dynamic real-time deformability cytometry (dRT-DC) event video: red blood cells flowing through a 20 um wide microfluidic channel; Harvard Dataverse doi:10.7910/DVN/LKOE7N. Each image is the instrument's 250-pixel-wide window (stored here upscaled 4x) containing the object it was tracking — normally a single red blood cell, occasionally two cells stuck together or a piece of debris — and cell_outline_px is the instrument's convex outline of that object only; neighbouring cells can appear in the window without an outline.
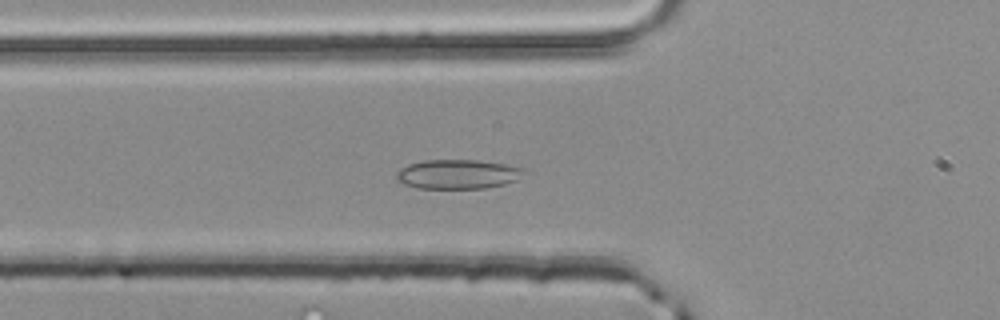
{"species": "common noctule bat (a hibernating species)", "species_latin": "Nyctalus noctula", "temperature_condition": "room temperature", "stored_images_in_passage": 38, "camera_frame_rate_fps": 3000, "um_per_image_px": 0.085, "animal": {"sex": "male", "body_mass_g": 20.4}, "frame": {"image": 1, "passage_image": 5, "time_ms": 1.333, "image_size_px": [1000, 320], "cell_outline_px": [[528, 172], [516, 180], [504, 184], [484, 188], [416, 188], [404, 184], [396, 180], [396, 172], [400, 168], [408, 164], [424, 160], [476, 160], [504, 164], [524, 168]], "centroid_in_image_um": [38.9, 14.8], "position_along_channel_um": 86.9, "area_um2": 21.91}}
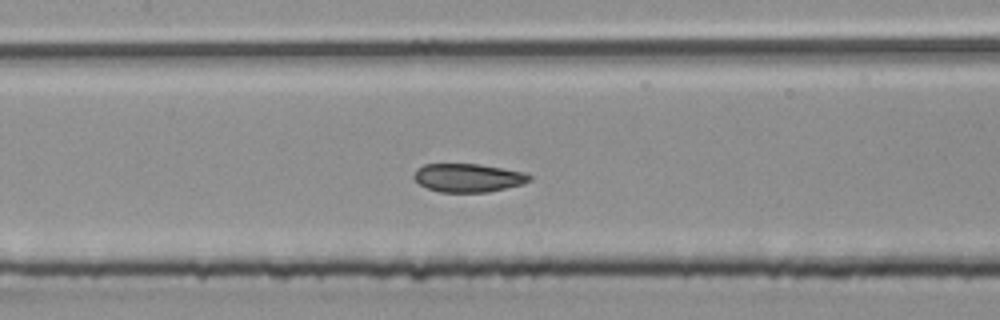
{"frame": {"image": 2, "passage_image": 11, "time_ms": 3.333, "image_size_px": [1000, 320], "cell_outline_px": [[532, 180], [520, 184], [488, 192], [440, 192], [428, 188], [420, 184], [412, 176], [416, 168], [424, 164], [480, 164], [528, 172], [532, 176]], "centroid_in_image_um": [39.8, 15.1], "position_along_channel_um": 167.6, "area_um2": 19.25}}
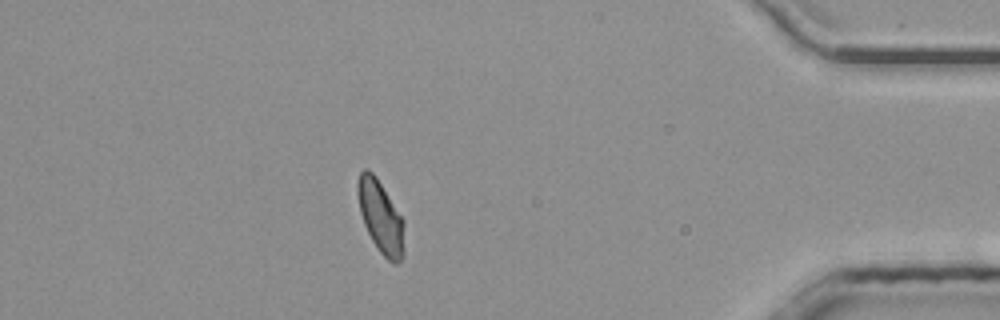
{"frame": {"image": 3, "passage_image": 32, "time_ms": 10.333, "image_size_px": [1000, 320], "cell_outline_px": [[404, 256], [396, 264], [392, 264], [376, 248], [364, 224], [360, 212], [356, 192], [356, 184], [360, 172], [364, 168], [368, 168], [376, 176], [404, 220]], "centroid_in_image_um": [32.35, 18.43], "position_along_channel_um": 402.9, "area_um2": 19.94}, "authors_computed_cell_mechanics": {"area_um2": 19.3341, "velocity_mm_per_s": 4.0249, "shape_relaxation_time_tau1_ms": null, "shape_relaxation_time_tau2_ms": 1.2037, "deformation_change_tau1": null, "deformation_change_tau2": 0.0579}}